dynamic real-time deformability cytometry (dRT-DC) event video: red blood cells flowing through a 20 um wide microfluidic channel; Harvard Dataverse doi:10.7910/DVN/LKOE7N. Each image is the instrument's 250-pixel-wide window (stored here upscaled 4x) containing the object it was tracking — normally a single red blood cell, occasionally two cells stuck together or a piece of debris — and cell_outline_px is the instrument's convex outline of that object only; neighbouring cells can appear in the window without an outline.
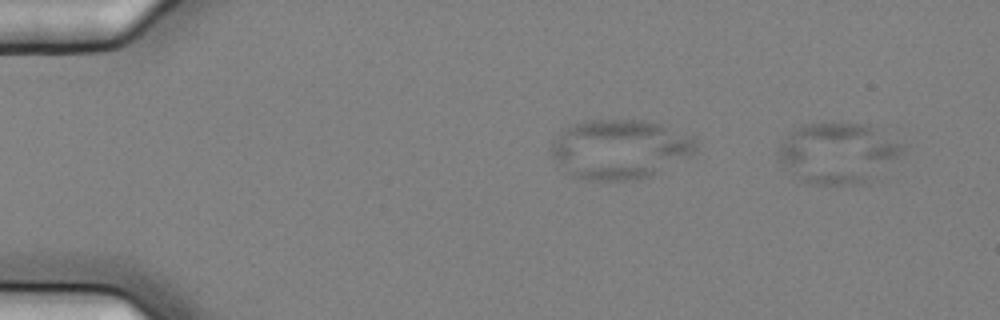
{"species": "common noctule bat (a hibernating species)", "species_latin": "Nyctalus noctula", "temperature_condition": "cold", "stored_images_in_passage": 2, "camera_frame_rate_fps": 3000, "um_per_image_px": 0.085, "animal": {"sex": "female", "body_mass_g": 25.1}, "frame": {"image": 1, "passage_image": 2, "time_ms": 0.333, "image_size_px": [1000, 320], "cell_outline_px": [[908, 148], [900, 156], [872, 180], [860, 184], [808, 184], [800, 180], [780, 164], [776, 148], [784, 136], [796, 128], [804, 124], [872, 124], [904, 144]], "centroid_in_image_um": [71.24, 13.01], "position_along_channel_um": 13.8, "area_um2": 44.51}}